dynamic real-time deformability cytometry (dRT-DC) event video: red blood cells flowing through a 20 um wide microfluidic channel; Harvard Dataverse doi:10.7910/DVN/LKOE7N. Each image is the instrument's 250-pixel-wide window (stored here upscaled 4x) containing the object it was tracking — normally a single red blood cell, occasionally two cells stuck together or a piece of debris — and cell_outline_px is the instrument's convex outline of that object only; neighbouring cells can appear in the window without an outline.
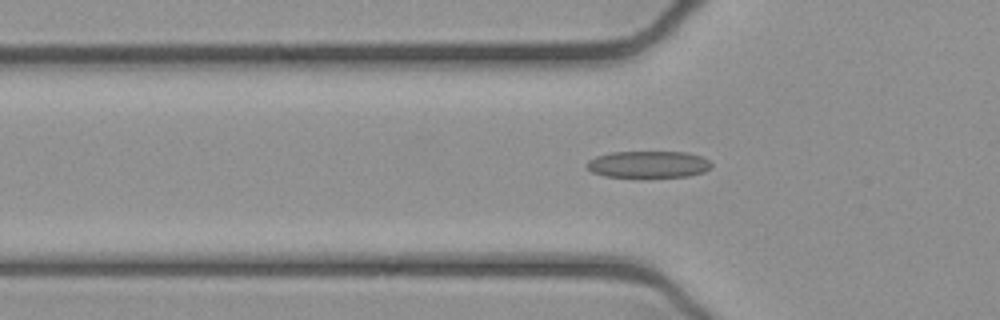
{"species": "common noctule bat (a hibernating species)", "species_latin": "Nyctalus noctula", "temperature_condition": "cold", "stored_images_in_passage": 31, "camera_frame_rate_fps": 3000, "um_per_image_px": 0.085, "animal": {"sex": "female", "body_mass_g": 21.9}, "frame": {"image": 1, "passage_image": 3, "time_ms": 0.667, "image_size_px": [1000, 320], "cell_outline_px": [[712, 168], [704, 172], [688, 176], [640, 180], [604, 176], [592, 172], [584, 164], [588, 160], [596, 156], [608, 152], [688, 152], [700, 156], [708, 160], [712, 164]], "centroid_in_image_um": [55.08, 14.02], "position_along_channel_um": 70.7, "area_um2": 20.58}}
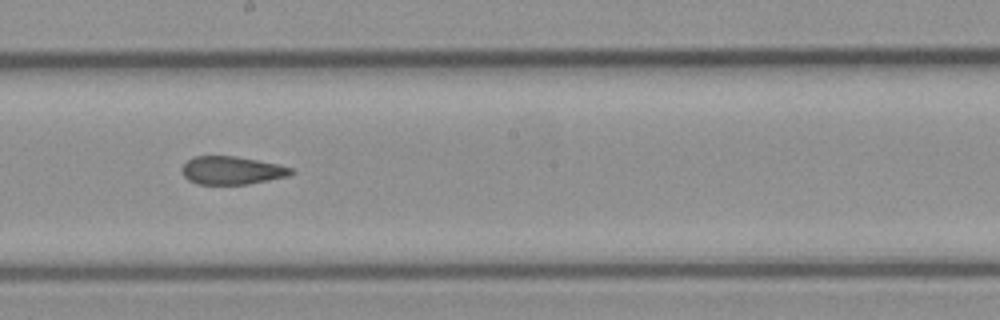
{"frame": {"image": 2, "passage_image": 15, "time_ms": 4.667, "image_size_px": [1000, 320], "cell_outline_px": [[296, 172], [288, 176], [248, 184], [196, 184], [188, 180], [180, 172], [180, 168], [192, 156], [236, 156], [280, 164], [296, 168]], "centroid_in_image_um": [19.73, 14.48], "position_along_channel_um": 228.5, "area_um2": 18.21}}
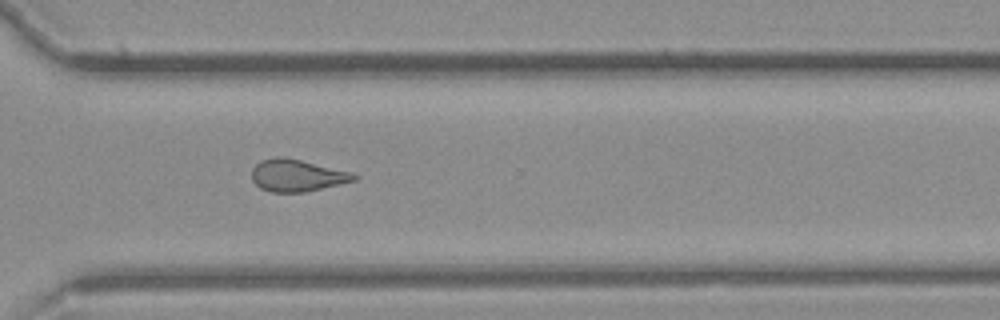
{"frame": {"image": 3, "passage_image": 24, "time_ms": 7.667, "image_size_px": [1000, 320], "cell_outline_px": [[360, 176], [356, 180], [304, 192], [272, 192], [260, 188], [252, 180], [252, 168], [260, 160], [276, 156], [284, 156], [352, 172]], "centroid_in_image_um": [25.23, 14.9], "position_along_channel_um": 345.4, "area_um2": 19.13}}